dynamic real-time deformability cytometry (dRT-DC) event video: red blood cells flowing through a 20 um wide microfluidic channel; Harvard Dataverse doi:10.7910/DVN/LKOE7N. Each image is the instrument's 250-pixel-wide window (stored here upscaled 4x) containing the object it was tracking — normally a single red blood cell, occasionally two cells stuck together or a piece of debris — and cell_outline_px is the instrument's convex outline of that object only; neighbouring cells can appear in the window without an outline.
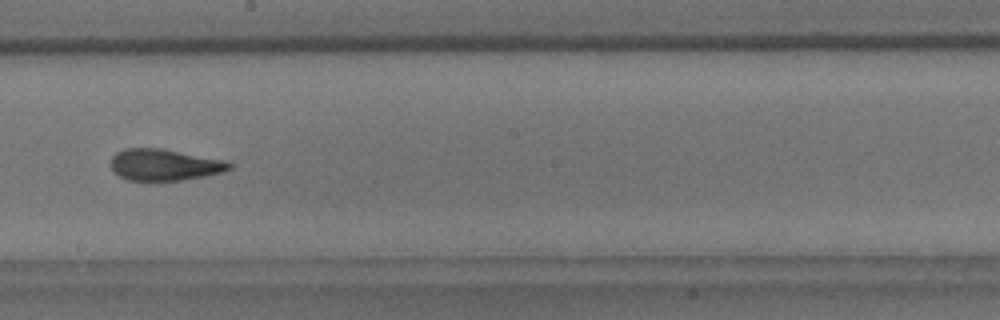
{"species": "common noctule bat (a hibernating species)", "species_latin": "Nyctalus noctula", "temperature_condition": "room temperature", "stored_images_in_passage": 39, "camera_frame_rate_fps": 3000, "um_per_image_px": 0.085, "animal": {"sex": "male", "body_mass_g": 18.8}, "frame": {"image": 1, "passage_image": 17, "time_ms": 5.333, "image_size_px": [1000, 320], "cell_outline_px": [[232, 168], [224, 172], [184, 180], [128, 180], [120, 176], [112, 168], [112, 156], [116, 152], [124, 148], [160, 148], [224, 160], [232, 164]], "centroid_in_image_um": [13.99, 14.0], "position_along_channel_um": 234.2, "area_um2": 21.56}, "authors_computed_cell_mechanics": {"area_um2": 22.1952, "velocity_mm_per_s": 3.6547, "shape_relaxation_time_tau1_ms": 8.4765, "shape_relaxation_time_tau2_ms": 1.9107, "deformation_change_tau1": 0.2414, "deformation_change_tau2": 0.1033}}